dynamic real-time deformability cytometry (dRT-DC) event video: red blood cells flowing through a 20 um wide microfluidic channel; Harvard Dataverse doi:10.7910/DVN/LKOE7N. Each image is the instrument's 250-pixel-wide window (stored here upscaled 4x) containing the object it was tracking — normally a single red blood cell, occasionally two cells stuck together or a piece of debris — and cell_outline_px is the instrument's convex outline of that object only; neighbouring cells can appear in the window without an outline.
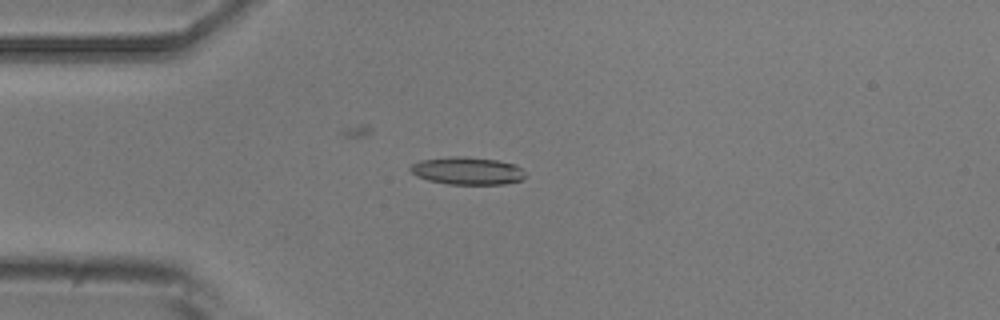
{"species": "common noctule bat (a hibernating species)", "species_latin": "Nyctalus noctula", "temperature_condition": "room temperature", "stored_images_in_passage": 5, "camera_frame_rate_fps": 3000, "um_per_image_px": 0.085, "animal": {"sex": "male", "body_mass_g": 20.5, "forearm_length_mm": 52.5}, "frame": {"image": 1, "passage_image": 3, "time_ms": 3.333, "image_size_px": [1000, 320], "cell_outline_px": [[524, 176], [520, 180], [504, 184], [448, 184], [428, 180], [416, 176], [408, 168], [412, 164], [420, 160], [448, 156], [464, 156], [496, 160], [516, 164], [524, 172]], "centroid_in_image_um": [39.68, 14.51], "position_along_channel_um": 45.3, "area_um2": 18.5}}
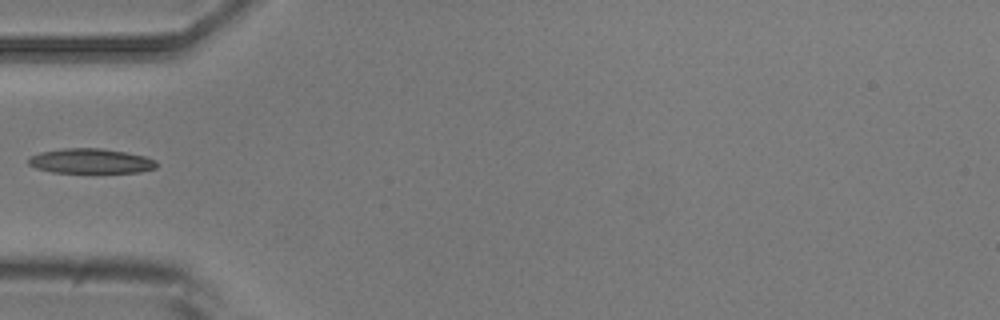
{"frame": {"image": 2, "passage_image": 4, "time_ms": 4.667, "image_size_px": [1000, 320], "cell_outline_px": [[160, 164], [156, 168], [140, 172], [52, 172], [36, 168], [28, 164], [28, 156], [40, 152], [64, 148], [104, 148], [144, 156], [156, 160]], "centroid_in_image_um": [7.72, 13.68], "position_along_channel_um": 77.3, "area_um2": 18.61}}
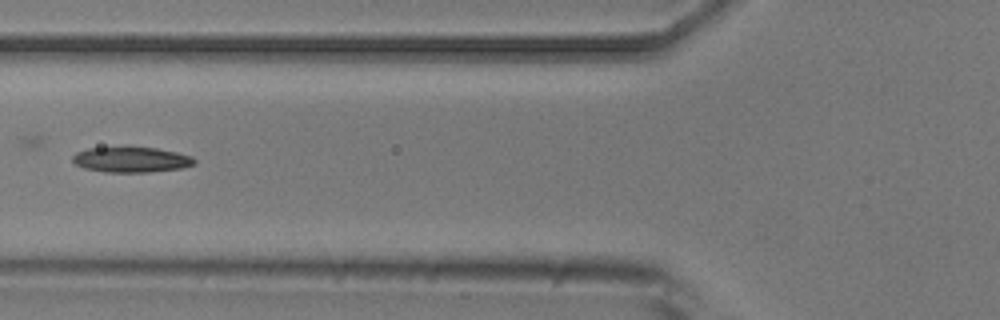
{"frame": {"image": 3, "passage_image": 5, "time_ms": 5.667, "image_size_px": [1000, 320], "cell_outline_px": [[196, 164], [180, 168], [148, 172], [104, 172], [84, 168], [76, 164], [72, 160], [72, 156], [76, 152], [88, 148], [128, 144], [156, 148], [176, 152], [192, 156], [196, 160]], "centroid_in_image_um": [11.13, 13.52], "position_along_channel_um": 114.7, "area_um2": 18.79}}